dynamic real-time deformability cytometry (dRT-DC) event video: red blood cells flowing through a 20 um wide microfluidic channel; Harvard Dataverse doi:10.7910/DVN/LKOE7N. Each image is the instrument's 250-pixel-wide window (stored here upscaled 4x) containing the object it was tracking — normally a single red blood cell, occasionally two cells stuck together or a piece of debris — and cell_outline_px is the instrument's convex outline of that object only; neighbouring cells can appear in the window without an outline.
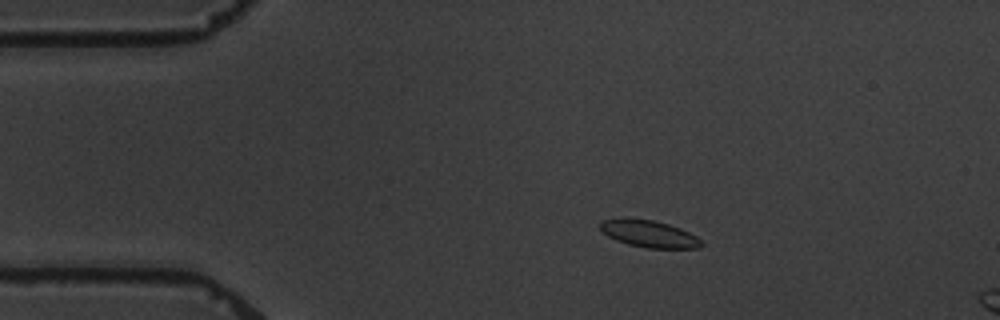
{"species": "common noctule bat (a hibernating species)", "species_latin": "Nyctalus noctula", "temperature_condition": "warm", "stored_images_in_passage": 4, "camera_frame_rate_fps": 3000, "um_per_image_px": 0.085, "animal": {"sex": "male", "body_mass_g": 19.5, "forearm_length_mm": 54.6}, "frame": {"image": 1, "passage_image": 3, "time_ms": 3.0, "image_size_px": [1000, 320], "cell_outline_px": [[704, 244], [700, 248], [648, 248], [628, 244], [616, 240], [608, 236], [600, 228], [600, 220], [620, 216], [624, 216], [652, 220], [668, 224], [680, 228], [696, 236]], "centroid_in_image_um": [55.12, 19.84], "position_along_channel_um": 29.9, "area_um2": 16.18}}